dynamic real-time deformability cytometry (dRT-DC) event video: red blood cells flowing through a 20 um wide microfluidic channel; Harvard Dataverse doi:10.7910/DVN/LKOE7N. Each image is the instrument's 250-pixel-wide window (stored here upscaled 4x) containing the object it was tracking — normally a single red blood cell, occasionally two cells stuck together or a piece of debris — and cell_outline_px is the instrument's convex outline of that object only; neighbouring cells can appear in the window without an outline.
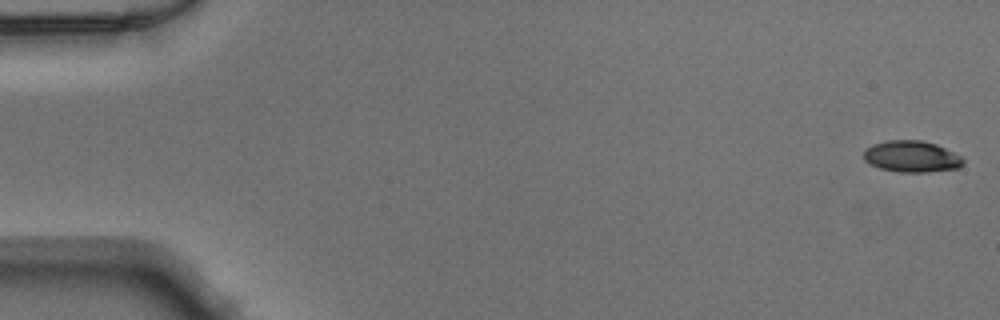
{"species": "Egyptian fruit bat (a non-hibernating species)", "species_latin": "Rousettus aegyptiacus", "temperature_condition": "warm", "stored_images_in_passage": 50, "camera_frame_rate_fps": 3000, "um_per_image_px": 0.085, "animal": {"sex": "male"}, "frame": {"image": 1, "passage_image": 1, "time_ms": 0.0, "image_size_px": [1000, 320], "cell_outline_px": [[964, 164], [960, 168], [924, 172], [900, 172], [880, 168], [868, 164], [864, 160], [864, 152], [872, 144], [888, 140], [924, 140], [936, 144], [960, 156], [964, 160]], "centroid_in_image_um": [77.48, 13.3], "position_along_channel_um": 7.5, "area_um2": 18.21}}
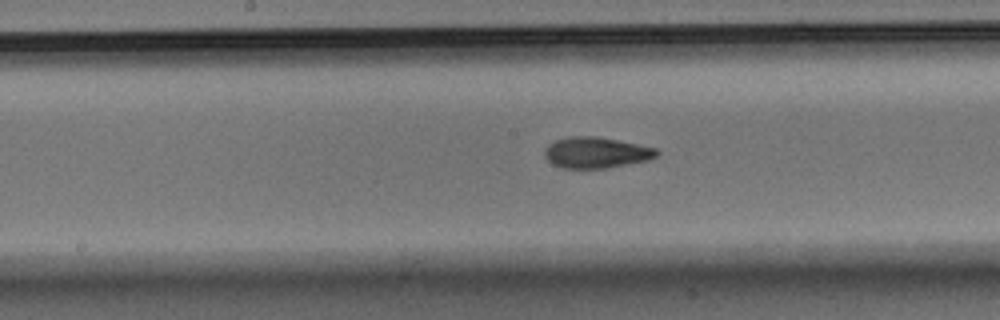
{"frame": {"image": 2, "passage_image": 26, "time_ms": 8.333, "image_size_px": [1000, 320], "cell_outline_px": [[660, 152], [656, 156], [648, 160], [608, 168], [564, 168], [552, 164], [544, 156], [544, 148], [548, 144], [556, 140], [568, 136], [596, 136], [656, 148]], "centroid_in_image_um": [50.64, 12.97], "position_along_channel_um": 197.6, "area_um2": 20.23}}
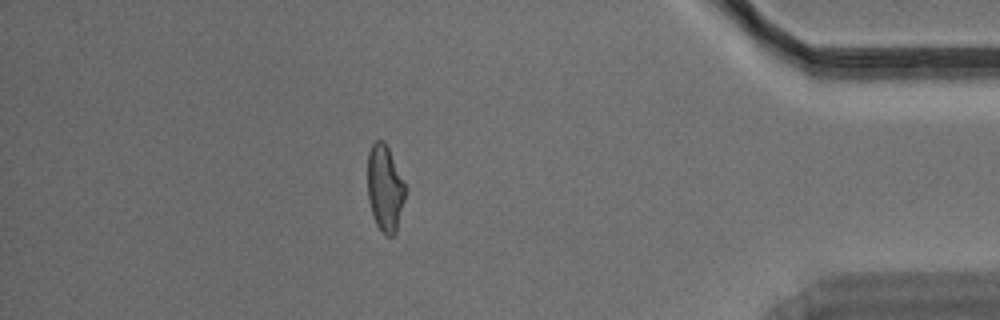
{"frame": {"image": 3, "passage_image": 44, "time_ms": 14.333, "image_size_px": [1000, 320], "cell_outline_px": [[408, 188], [396, 232], [392, 236], [384, 236], [376, 224], [372, 216], [368, 200], [368, 152], [372, 144], [376, 140], [384, 140]], "centroid_in_image_um": [32.73, 16.03], "position_along_channel_um": 402.5, "area_um2": 19.36}}